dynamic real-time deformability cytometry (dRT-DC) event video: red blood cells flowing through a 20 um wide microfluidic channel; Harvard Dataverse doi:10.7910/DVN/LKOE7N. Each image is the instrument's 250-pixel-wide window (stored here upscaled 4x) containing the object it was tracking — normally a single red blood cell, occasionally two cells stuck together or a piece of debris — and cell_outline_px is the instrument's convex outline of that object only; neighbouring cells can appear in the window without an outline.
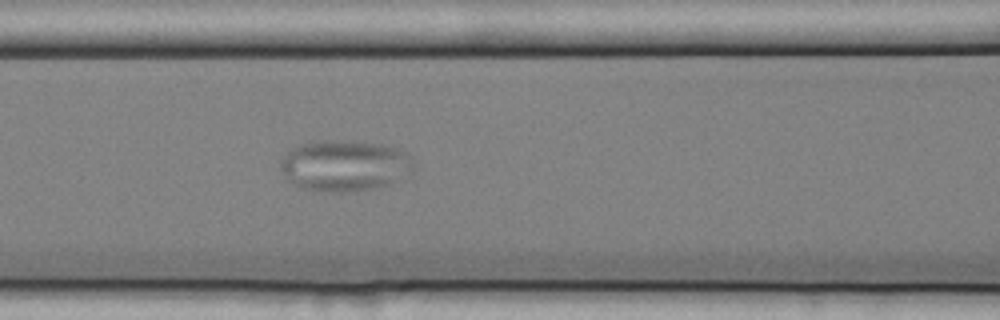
{"species": "common noctule bat (a hibernating species)", "species_latin": "Nyctalus noctula", "temperature_condition": "cold", "stored_images_in_passage": 53, "camera_frame_rate_fps": 3000, "um_per_image_px": 0.085, "animal": {"sex": "female", "body_mass_g": 25.1}, "frame": {"image": 1, "passage_image": 28, "time_ms": 9.0, "image_size_px": [1000, 320], "cell_outline_px": [[416, 168], [388, 184], [372, 188], [344, 192], [324, 192], [304, 188], [292, 184], [288, 180], [280, 168], [280, 160], [292, 148], [308, 140], [336, 140], [380, 144], [396, 148], [412, 156], [416, 164]], "centroid_in_image_um": [29.27, 14.06], "position_along_channel_um": 137.3, "area_um2": 39.65}}
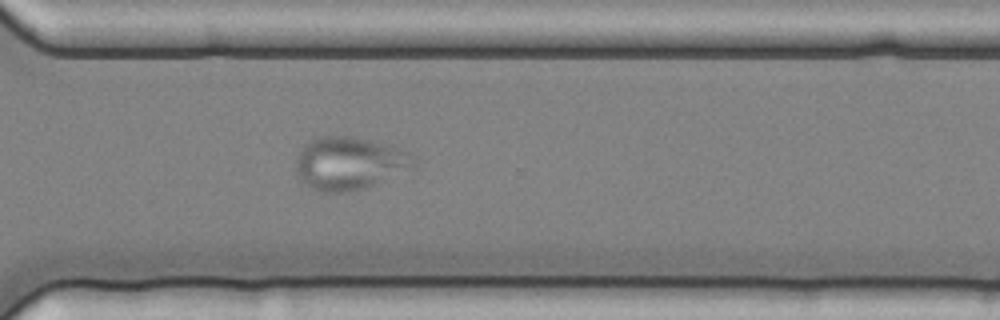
{"frame": {"image": 2, "passage_image": 45, "time_ms": 14.667, "image_size_px": [1000, 320], "cell_outline_px": [[416, 164], [412, 168], [368, 188], [344, 192], [320, 192], [312, 188], [296, 172], [296, 156], [304, 144], [316, 136], [348, 136], [396, 148], [408, 152], [416, 156]], "centroid_in_image_um": [29.69, 13.89], "position_along_channel_um": 340.9, "area_um2": 36.01}}
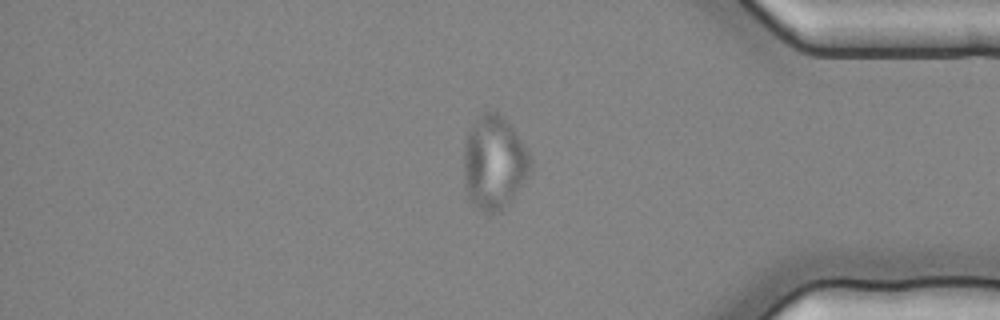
{"frame": {"image": 3, "passage_image": 51, "time_ms": 16.667, "image_size_px": [1000, 320], "cell_outline_px": [[532, 168], [512, 196], [500, 212], [488, 216], [480, 212], [468, 200], [464, 184], [464, 148], [468, 132], [476, 120], [484, 112], [496, 108], [508, 120], [528, 152], [532, 160]], "centroid_in_image_um": [41.97, 13.83], "position_along_channel_um": 393.2, "area_um2": 36.7}}